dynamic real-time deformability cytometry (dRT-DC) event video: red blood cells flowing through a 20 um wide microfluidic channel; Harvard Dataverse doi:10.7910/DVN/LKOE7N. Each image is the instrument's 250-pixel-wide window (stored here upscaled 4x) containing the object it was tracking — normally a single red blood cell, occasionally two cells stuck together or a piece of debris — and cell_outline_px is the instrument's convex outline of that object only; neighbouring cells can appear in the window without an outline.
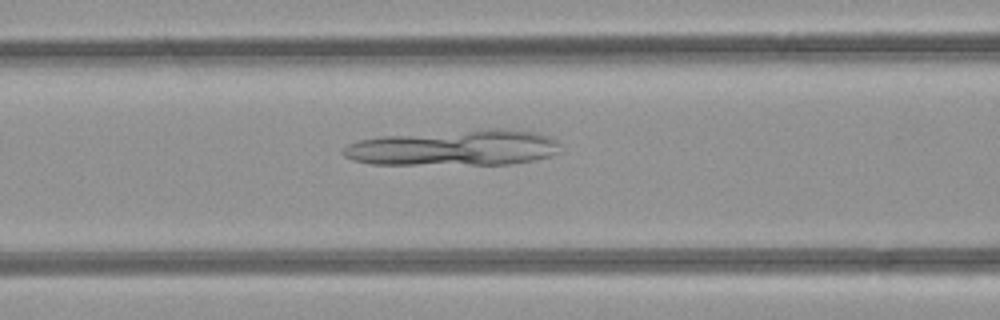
{"species": "common noctule bat (a hibernating species)", "species_latin": "Nyctalus noctula", "temperature_condition": "room temperature", "stored_images_in_passage": 37, "camera_frame_rate_fps": 3000, "um_per_image_px": 0.085, "animal": {"sex": "female", "body_mass_g": 21.9}, "frame": {"image": 1, "passage_image": 9, "time_ms": 2.667, "image_size_px": [1000, 320], "cell_outline_px": [[560, 144], [556, 152], [548, 156], [532, 160], [508, 164], [372, 164], [352, 160], [344, 156], [340, 152], [348, 144], [360, 140], [380, 136], [488, 128], [508, 128], [536, 132], [552, 136]], "centroid_in_image_um": [38.6, 12.55], "position_along_channel_um": 128.0, "area_um2": 45.49}}
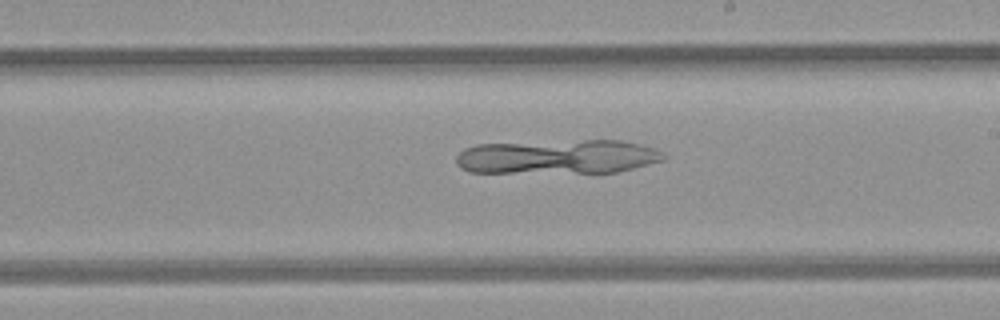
{"frame": {"image": 2, "passage_image": 17, "time_ms": 5.333, "image_size_px": [1000, 320], "cell_outline_px": [[668, 156], [664, 160], [616, 172], [468, 172], [460, 168], [456, 164], [456, 156], [464, 148], [476, 144], [584, 140], [620, 140], [640, 144], [664, 152]], "centroid_in_image_um": [47.39, 13.32], "position_along_channel_um": 241.6, "area_um2": 41.38}}
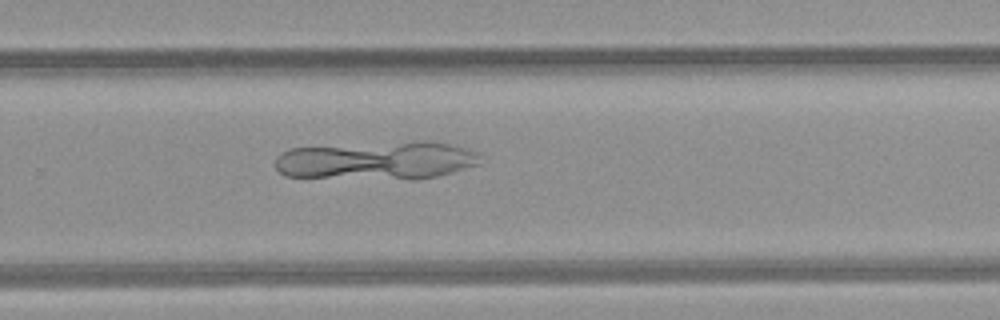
{"frame": {"image": 3, "passage_image": 21, "time_ms": 6.667, "image_size_px": [1000, 320], "cell_outline_px": [[480, 164], [452, 172], [436, 176], [416, 180], [412, 180], [284, 176], [276, 168], [276, 156], [280, 152], [288, 148], [424, 140], [428, 140], [456, 144], [476, 152], [480, 156]], "centroid_in_image_um": [32.06, 13.64], "position_along_channel_um": 297.7, "area_um2": 46.36}}